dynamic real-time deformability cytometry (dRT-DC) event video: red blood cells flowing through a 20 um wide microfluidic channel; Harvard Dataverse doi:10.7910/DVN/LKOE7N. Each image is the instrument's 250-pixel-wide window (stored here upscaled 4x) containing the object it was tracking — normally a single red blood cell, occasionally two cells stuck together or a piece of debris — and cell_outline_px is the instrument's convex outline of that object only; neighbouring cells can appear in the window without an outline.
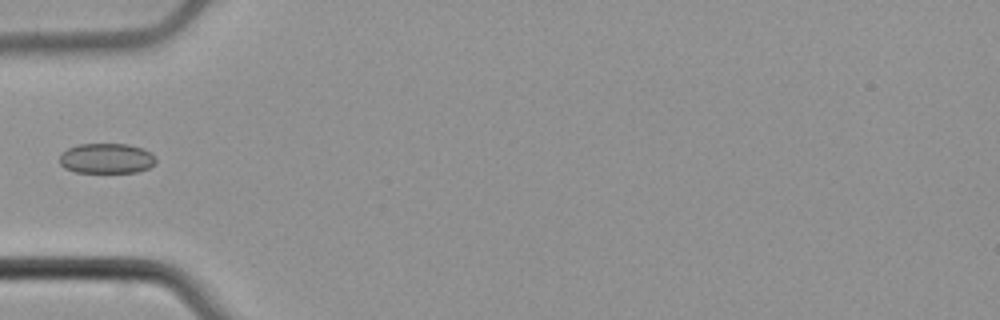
{"species": "common noctule bat (a hibernating species)", "species_latin": "Nyctalus noctula", "temperature_condition": "cold", "stored_images_in_passage": 3, "camera_frame_rate_fps": 3000, "um_per_image_px": 0.085, "animal": {"sex": "male", "body_mass_g": 21.5, "forearm_length_mm": 52.0}, "frame": {"image": 1, "passage_image": 3, "time_ms": 2.333, "image_size_px": [1000, 320], "cell_outline_px": [[156, 160], [148, 168], [136, 172], [76, 172], [64, 168], [60, 164], [60, 156], [68, 148], [80, 144], [128, 144], [144, 148], [152, 152], [156, 156]], "centroid_in_image_um": [9.08, 13.46], "position_along_channel_um": 75.9, "area_um2": 16.94}}